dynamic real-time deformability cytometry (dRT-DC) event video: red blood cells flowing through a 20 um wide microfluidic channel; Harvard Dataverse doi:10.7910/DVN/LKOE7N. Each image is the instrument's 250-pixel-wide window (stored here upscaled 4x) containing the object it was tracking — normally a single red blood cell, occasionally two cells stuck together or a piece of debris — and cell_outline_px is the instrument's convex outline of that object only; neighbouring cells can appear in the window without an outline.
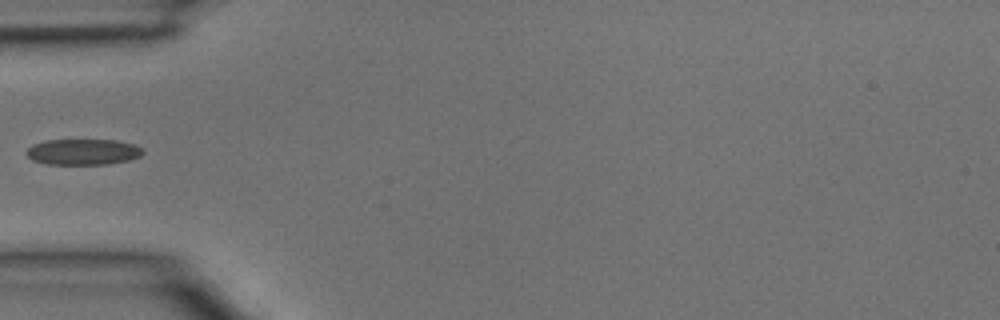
{"species": "common noctule bat (a hibernating species)", "species_latin": "Nyctalus noctula", "temperature_condition": "room temperature", "stored_images_in_passage": 4, "segment_of_instrument_passage": [2, 2], "camera_frame_rate_fps": 3000, "um_per_image_px": 0.085, "animal": {"sex": "male", "body_mass_g": 15.6}, "frame": {"image": 1, "passage_image": 4, "time_ms": 1.0, "image_size_px": [1000, 320], "cell_outline_px": [[144, 152], [140, 156], [128, 160], [108, 164], [48, 164], [32, 160], [24, 152], [32, 144], [44, 140], [116, 140], [136, 144], [144, 148]], "centroid_in_image_um": [7.07, 12.9], "position_along_channel_um": 77.9, "area_um2": 17.74}}